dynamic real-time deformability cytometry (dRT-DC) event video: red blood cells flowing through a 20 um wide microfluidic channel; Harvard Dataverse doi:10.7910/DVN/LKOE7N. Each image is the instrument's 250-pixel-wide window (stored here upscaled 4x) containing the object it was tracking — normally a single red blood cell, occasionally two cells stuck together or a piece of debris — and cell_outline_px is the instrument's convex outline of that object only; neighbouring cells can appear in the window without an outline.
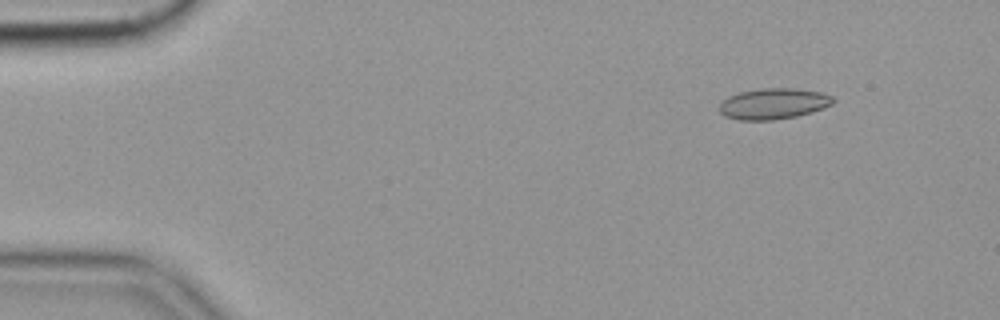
{"species": "common noctule bat (a hibernating species)", "species_latin": "Nyctalus noctula", "temperature_condition": "cold", "stored_images_in_passage": 39, "camera_frame_rate_fps": 3000, "um_per_image_px": 0.085, "animal": {"sex": "female", "body_mass_g": 19.9}, "frame": {"image": 1, "passage_image": 1, "time_ms": 0.0, "image_size_px": [1000, 320], "cell_outline_px": [[836, 100], [832, 104], [812, 112], [796, 116], [772, 120], [740, 120], [724, 116], [720, 112], [720, 104], [728, 96], [740, 92], [760, 88], [792, 88], [820, 92], [832, 96]], "centroid_in_image_um": [65.74, 8.81], "position_along_channel_um": 19.3, "area_um2": 20.4}}
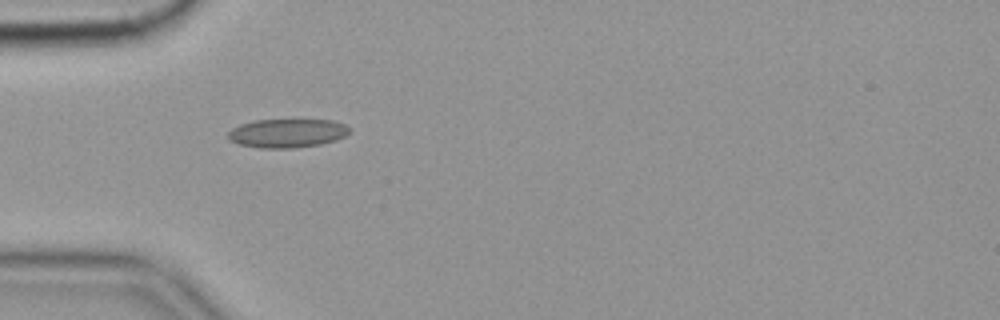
{"frame": {"image": 2, "passage_image": 12, "time_ms": 3.667, "image_size_px": [1000, 320], "cell_outline_px": [[352, 132], [336, 140], [320, 144], [292, 148], [260, 148], [240, 144], [228, 140], [228, 132], [232, 128], [240, 124], [252, 120], [332, 120], [344, 124]], "centroid_in_image_um": [24.4, 11.32], "position_along_channel_um": 60.6, "area_um2": 20.35}}
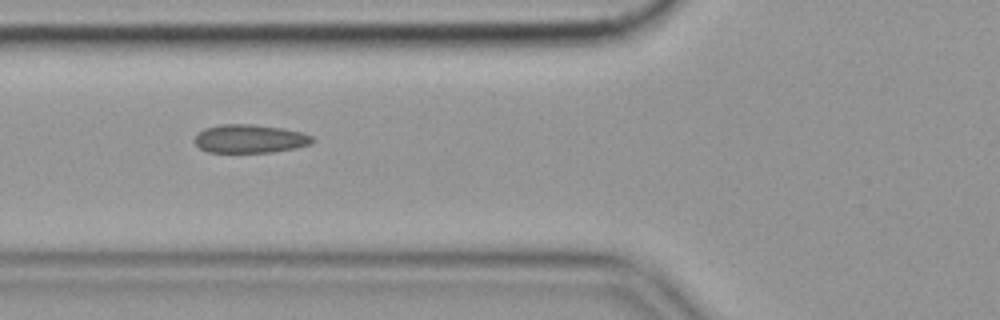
{"frame": {"image": 3, "passage_image": 16, "time_ms": 5.0, "image_size_px": [1000, 320], "cell_outline_px": [[316, 140], [312, 144], [296, 148], [272, 152], [208, 152], [200, 148], [192, 140], [196, 132], [204, 128], [220, 124], [252, 124], [284, 128], [304, 132], [312, 136]], "centroid_in_image_um": [21.24, 11.78], "position_along_channel_um": 104.6, "area_um2": 19.94}, "authors_computed_cell_mechanics": {"area_um2": 19.5942, "velocity_mm_per_s": 3.5452, "shape_relaxation_time_tau1_ms": null, "shape_relaxation_time_tau2_ms": 1.9816, "deformation_change_tau1": null, "deformation_change_tau2": 0.074}}